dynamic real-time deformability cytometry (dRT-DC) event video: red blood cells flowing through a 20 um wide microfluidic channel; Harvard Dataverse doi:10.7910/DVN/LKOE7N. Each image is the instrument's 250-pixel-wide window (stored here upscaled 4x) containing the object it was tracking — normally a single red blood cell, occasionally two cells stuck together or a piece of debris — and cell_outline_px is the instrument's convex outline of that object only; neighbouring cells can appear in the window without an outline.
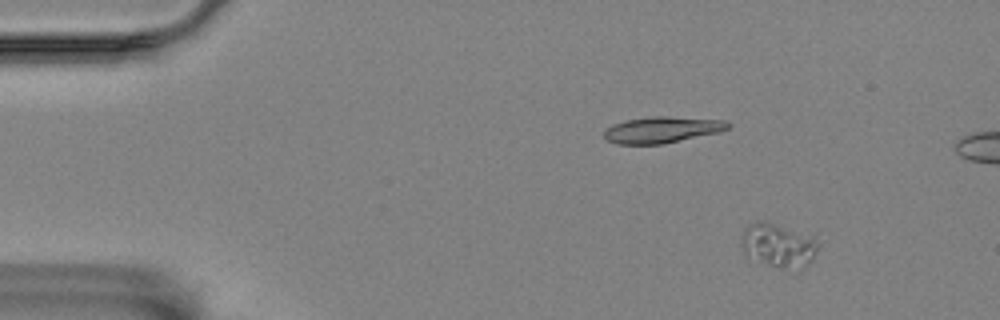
{"species": "Egyptian fruit bat (a non-hibernating species)", "species_latin": "Rousettus aegyptiacus", "temperature_condition": "room temperature", "stored_images_in_passage": 4, "camera_frame_rate_fps": 3000, "um_per_image_px": 0.085, "animal": {"sex": "female"}, "frame": {"image": 1, "passage_image": 1, "time_ms": 0.0, "image_size_px": [1000, 320], "cell_outline_px": [[820, 244], [812, 260], [808, 264], [796, 272], [780, 268], [744, 256], [740, 244], [740, 236], [744, 228], [748, 224], [756, 220], [764, 220], [816, 236]], "centroid_in_image_um": [66.15, 20.85], "position_along_channel_um": 18.8, "area_um2": 20.58}}